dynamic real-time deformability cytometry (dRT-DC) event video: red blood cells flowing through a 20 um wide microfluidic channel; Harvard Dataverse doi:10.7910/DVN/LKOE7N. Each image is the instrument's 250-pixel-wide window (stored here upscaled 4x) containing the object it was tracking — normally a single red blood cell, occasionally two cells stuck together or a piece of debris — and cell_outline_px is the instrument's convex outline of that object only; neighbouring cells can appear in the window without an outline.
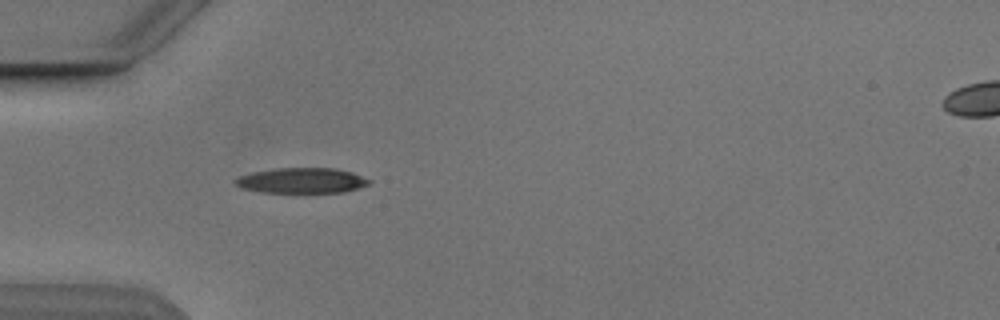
{"species": "Egyptian fruit bat (a non-hibernating species)", "species_latin": "Rousettus aegyptiacus", "temperature_condition": "cold", "stored_images_in_passage": 5, "camera_frame_rate_fps": 3000, "um_per_image_px": 0.085, "animal": {"sex": "male"}, "frame": {"image": 1, "passage_image": 5, "time_ms": 5.333, "image_size_px": [1000, 320], "cell_outline_px": [[372, 180], [368, 184], [360, 188], [344, 192], [260, 192], [244, 188], [236, 184], [232, 180], [240, 176], [256, 172], [276, 168], [336, 168], [352, 172]], "centroid_in_image_um": [25.7, 15.34], "position_along_channel_um": 59.3, "area_um2": 19.59}}